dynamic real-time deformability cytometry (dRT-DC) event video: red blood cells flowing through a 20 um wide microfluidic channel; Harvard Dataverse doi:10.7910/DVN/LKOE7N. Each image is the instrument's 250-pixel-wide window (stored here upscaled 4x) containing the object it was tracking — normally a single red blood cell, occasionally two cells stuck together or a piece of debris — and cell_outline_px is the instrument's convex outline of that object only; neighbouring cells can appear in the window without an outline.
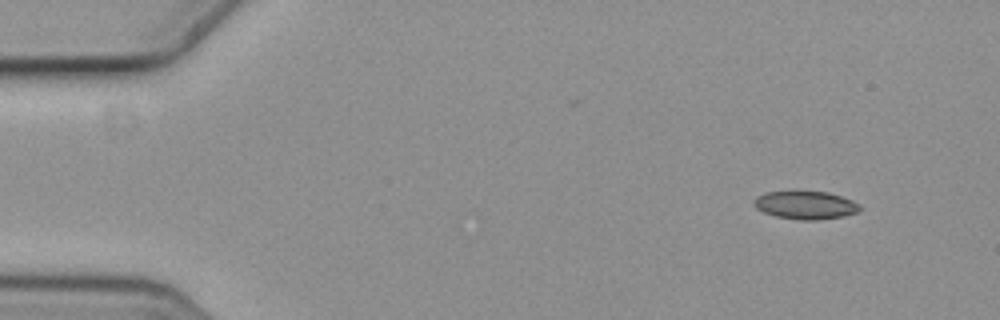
{"species": "common noctule bat (a hibernating species)", "species_latin": "Nyctalus noctula", "temperature_condition": "cold", "stored_images_in_passage": 5, "camera_frame_rate_fps": 3000, "um_per_image_px": 0.085, "animal": {"sex": "female", "body_mass_g": 19.3, "forearm_length_mm": 54.1}, "frame": {"image": 1, "passage_image": 1, "time_ms": 0.0, "image_size_px": [1000, 320], "cell_outline_px": [[864, 208], [860, 212], [844, 216], [820, 220], [800, 220], [776, 216], [764, 212], [756, 208], [752, 204], [752, 200], [756, 196], [764, 192], [828, 192], [852, 200], [860, 204]], "centroid_in_image_um": [68.5, 17.45], "position_along_channel_um": 16.5, "area_um2": 17.51}}
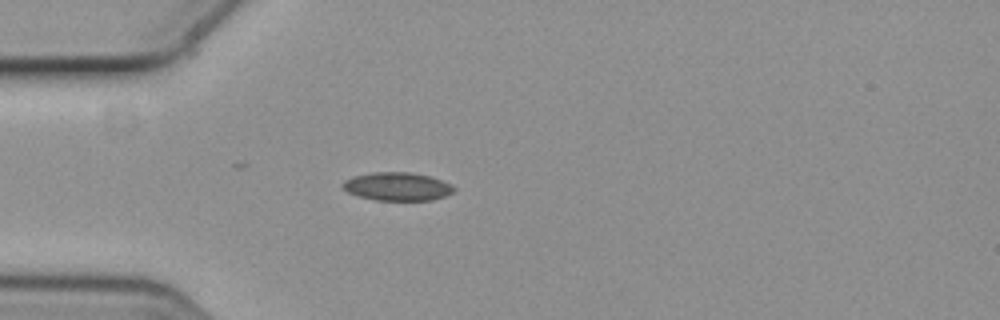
{"frame": {"image": 2, "passage_image": 4, "time_ms": 1.0, "image_size_px": [1000, 320], "cell_outline_px": [[456, 188], [452, 192], [444, 196], [432, 200], [376, 200], [360, 196], [348, 192], [344, 188], [344, 180], [356, 176], [372, 172], [408, 172], [428, 176], [452, 184]], "centroid_in_image_um": [33.8, 15.85], "position_along_channel_um": 51.2, "area_um2": 17.98}}